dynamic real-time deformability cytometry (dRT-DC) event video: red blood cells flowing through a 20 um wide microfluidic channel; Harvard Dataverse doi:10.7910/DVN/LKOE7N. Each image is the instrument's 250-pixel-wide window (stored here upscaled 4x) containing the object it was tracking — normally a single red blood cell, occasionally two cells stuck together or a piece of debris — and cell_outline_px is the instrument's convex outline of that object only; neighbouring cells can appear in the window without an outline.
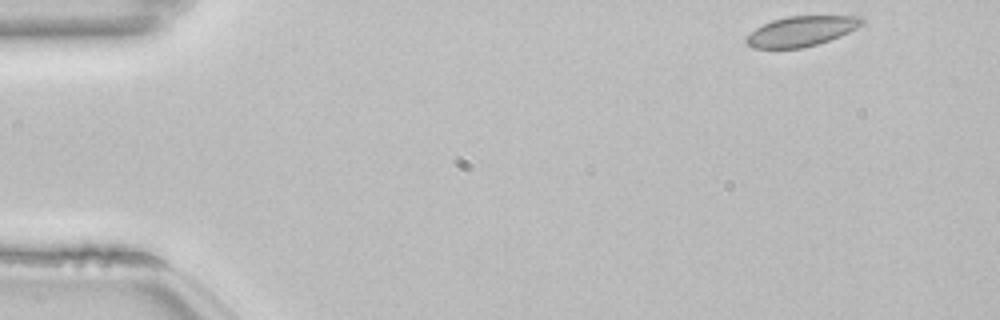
{"species": "common noctule bat (a hibernating species)", "species_latin": "Nyctalus noctula", "temperature_condition": "room temperature", "stored_images_in_passage": 50, "camera_frame_rate_fps": 3000, "um_per_image_px": 0.085, "animal": {"sex": "female", "body_mass_g": 22.7, "forearm_length_mm": 54.2}, "frame": {"image": 1, "passage_image": 1, "time_ms": 0.0, "image_size_px": [1000, 320], "cell_outline_px": [[864, 24], [840, 36], [804, 48], [752, 48], [744, 40], [756, 28], [772, 20], [788, 16], [860, 16], [864, 20]], "centroid_in_image_um": [68.12, 2.65], "position_along_channel_um": 16.9, "area_um2": 20.06}}
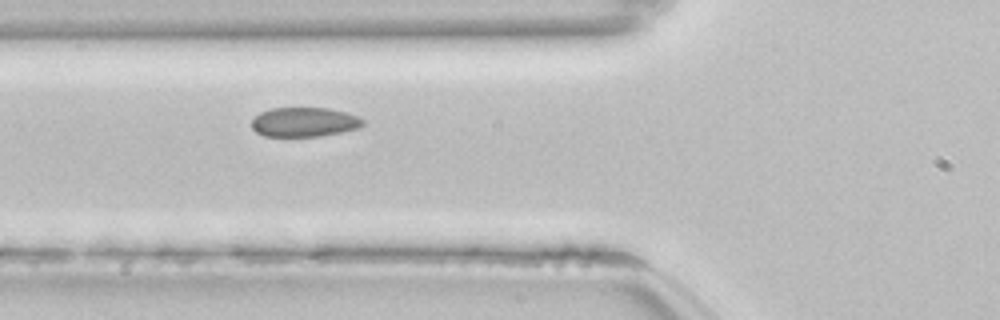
{"frame": {"image": 2, "passage_image": 16, "time_ms": 5.0, "image_size_px": [1000, 320], "cell_outline_px": [[364, 124], [360, 128], [320, 136], [264, 136], [256, 132], [252, 128], [252, 120], [260, 112], [272, 108], [328, 108], [344, 112], [356, 116], [364, 120]], "centroid_in_image_um": [25.85, 10.38], "position_along_channel_um": 99.9, "area_um2": 18.96}}
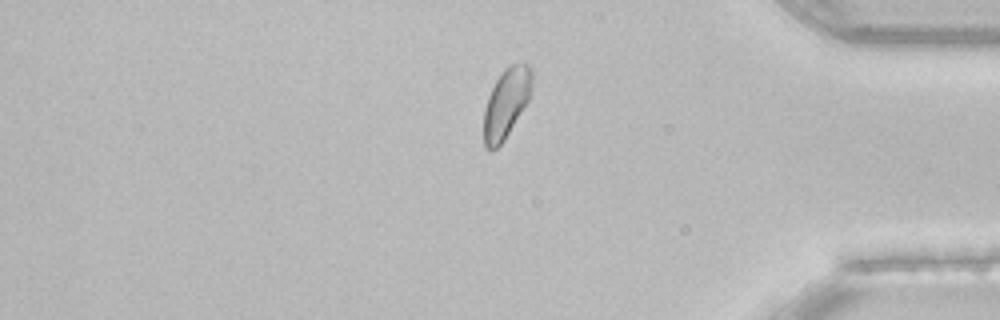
{"frame": {"image": 3, "passage_image": 41, "time_ms": 13.333, "image_size_px": [1000, 320], "cell_outline_px": [[532, 84], [528, 100], [504, 140], [492, 152], [488, 152], [484, 148], [484, 108], [488, 96], [496, 80], [504, 68], [512, 64], [528, 64], [532, 72]], "centroid_in_image_um": [43.0, 8.79], "position_along_channel_um": 392.2, "area_um2": 19.36}, "authors_computed_cell_mechanics": {"area_um2": 19.7676, "velocity_mm_per_s": 3.8035, "shape_relaxation_time_tau1_ms": 5.0604, "shape_relaxation_time_tau2_ms": null, "deformation_change_tau1": 0.066, "deformation_change_tau2": null}}